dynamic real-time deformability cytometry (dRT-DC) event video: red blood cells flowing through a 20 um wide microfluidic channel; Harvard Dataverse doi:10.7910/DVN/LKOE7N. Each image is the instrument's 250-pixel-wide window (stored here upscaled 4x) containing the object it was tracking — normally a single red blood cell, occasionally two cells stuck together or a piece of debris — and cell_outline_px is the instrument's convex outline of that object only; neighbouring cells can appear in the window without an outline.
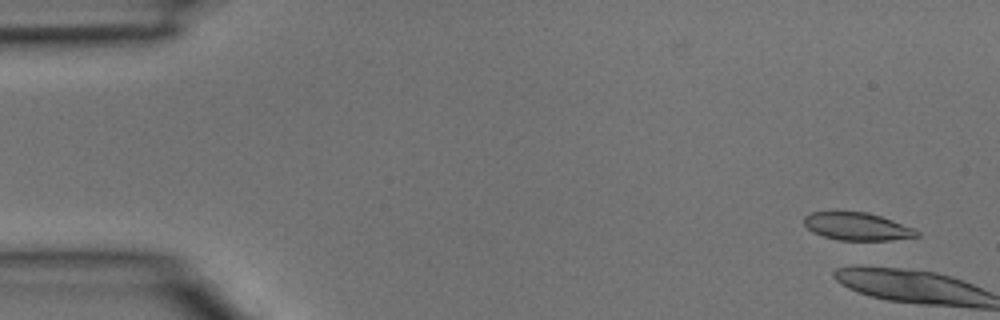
{"species": "common noctule bat (a hibernating species)", "species_latin": "Nyctalus noctula", "temperature_condition": "room temperature", "stored_images_in_passage": 4, "segment_of_instrument_passage": [2, 2], "camera_frame_rate_fps": 3000, "um_per_image_px": 0.085, "animal": {"sex": "male", "body_mass_g": 15.6}, "frame": {"image": 1, "passage_image": 4, "time_ms": 1.0, "image_size_px": [1000, 320], "cell_outline_px": [[920, 236], [892, 240], [840, 240], [824, 236], [812, 232], [804, 224], [804, 216], [812, 212], [868, 212], [916, 228], [920, 232]], "centroid_in_image_um": [72.9, 19.25], "position_along_channel_um": 12.1, "area_um2": 18.21}}